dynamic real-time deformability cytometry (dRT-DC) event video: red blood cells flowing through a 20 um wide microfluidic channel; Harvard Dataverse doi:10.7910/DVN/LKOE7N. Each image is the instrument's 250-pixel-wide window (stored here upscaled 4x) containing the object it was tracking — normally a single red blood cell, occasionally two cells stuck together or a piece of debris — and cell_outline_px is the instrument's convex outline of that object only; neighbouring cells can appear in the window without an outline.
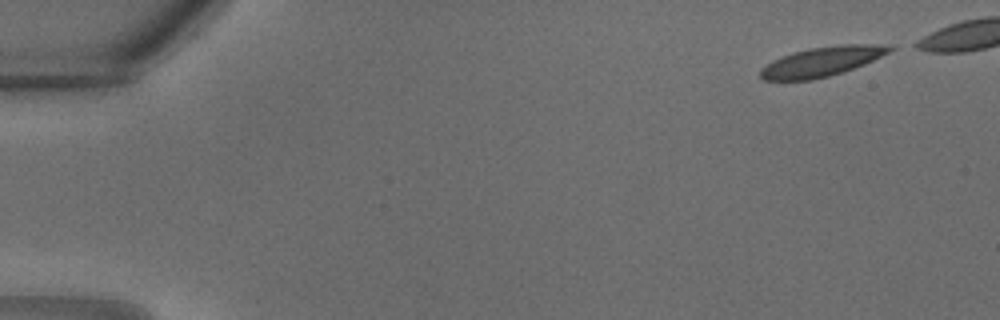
{"species": "common noctule bat (a hibernating species)", "species_latin": "Nyctalus noctula", "temperature_condition": "warm", "stored_images_in_passage": 6, "camera_frame_rate_fps": 3000, "um_per_image_px": 0.085, "animal": {"sex": "male", "body_mass_g": 18.8}, "frame": {"image": 1, "passage_image": 1, "time_ms": 0.0, "image_size_px": [1000, 320], "cell_outline_px": [[896, 48], [864, 64], [828, 76], [812, 80], [764, 80], [760, 76], [760, 68], [772, 60], [808, 48], [840, 44], [892, 44]], "centroid_in_image_um": [69.87, 5.22], "position_along_channel_um": 15.1, "area_um2": 22.08}}